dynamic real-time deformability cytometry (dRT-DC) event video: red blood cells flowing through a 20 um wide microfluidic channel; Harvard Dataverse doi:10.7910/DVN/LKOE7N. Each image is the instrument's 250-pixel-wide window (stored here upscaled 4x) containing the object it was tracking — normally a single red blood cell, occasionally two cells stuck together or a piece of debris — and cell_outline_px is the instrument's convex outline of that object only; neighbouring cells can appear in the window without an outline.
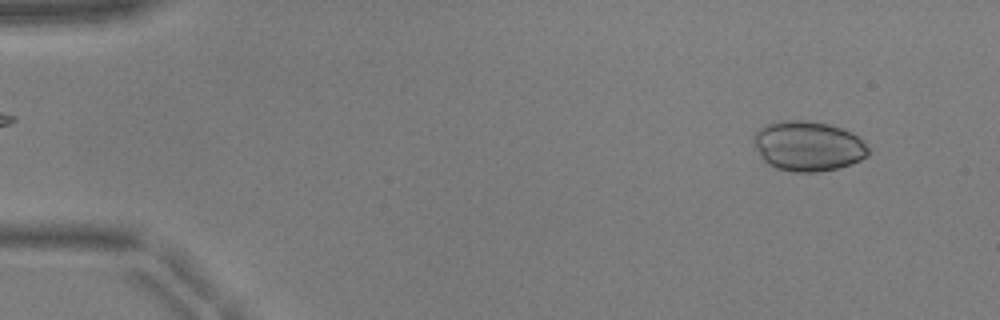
{"species": "common noctule bat (a hibernating species)", "species_latin": "Nyctalus noctula", "temperature_condition": "warm", "stored_images_in_passage": 50, "camera_frame_rate_fps": 3000, "um_per_image_px": 0.085, "animal": {"sex": "male", "body_mass_g": 17.9, "forearm_length_mm": 54.2}, "frame": {"image": 1, "passage_image": 4, "time_ms": 1.0, "image_size_px": [1000, 320], "cell_outline_px": [[872, 152], [868, 156], [852, 164], [836, 168], [816, 172], [792, 172], [776, 168], [768, 164], [760, 156], [756, 148], [752, 136], [760, 128], [776, 120], [808, 120], [828, 124], [852, 132]], "centroid_in_image_um": [68.67, 12.41], "position_along_channel_um": 16.3, "area_um2": 33.47}}
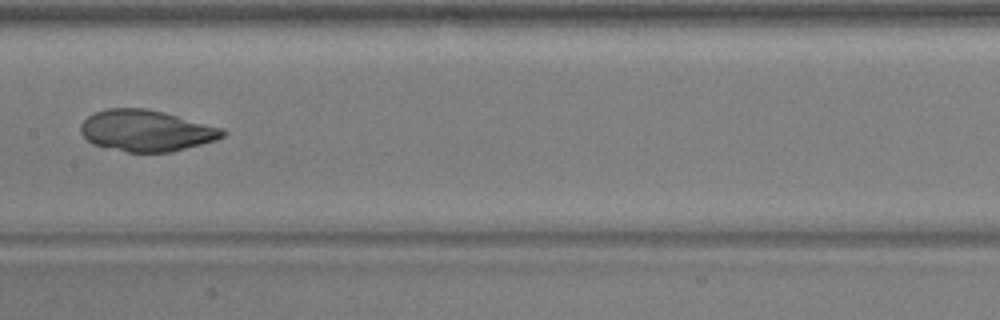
{"frame": {"image": 2, "passage_image": 26, "time_ms": 8.333, "image_size_px": [1000, 320], "cell_outline_px": [[228, 132], [224, 136], [216, 140], [172, 152], [128, 152], [92, 144], [80, 132], [80, 124], [92, 112], [108, 108], [148, 108], [164, 112], [224, 128]], "centroid_in_image_um": [12.44, 11.1], "position_along_channel_um": 195.0, "area_um2": 34.39}}
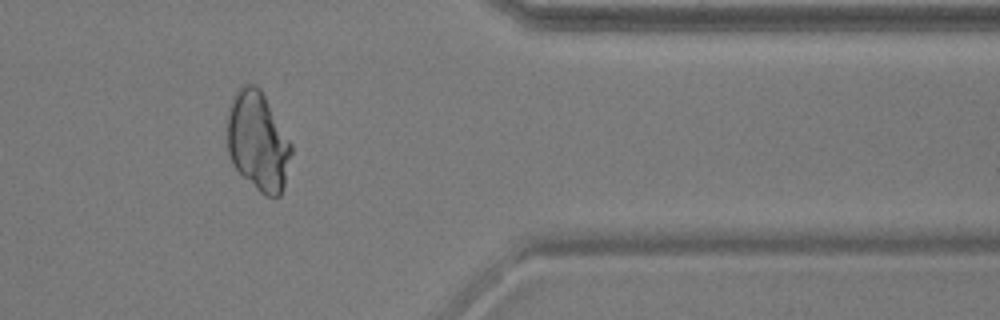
{"frame": {"image": 3, "passage_image": 42, "time_ms": 13.667, "image_size_px": [1000, 320], "cell_outline_px": [[292, 152], [284, 188], [280, 196], [268, 196], [260, 192], [232, 164], [228, 152], [224, 120], [232, 96], [240, 84], [256, 84], [260, 88], [292, 144]], "centroid_in_image_um": [21.88, 11.95], "position_along_channel_um": 389.5, "area_um2": 37.63}}